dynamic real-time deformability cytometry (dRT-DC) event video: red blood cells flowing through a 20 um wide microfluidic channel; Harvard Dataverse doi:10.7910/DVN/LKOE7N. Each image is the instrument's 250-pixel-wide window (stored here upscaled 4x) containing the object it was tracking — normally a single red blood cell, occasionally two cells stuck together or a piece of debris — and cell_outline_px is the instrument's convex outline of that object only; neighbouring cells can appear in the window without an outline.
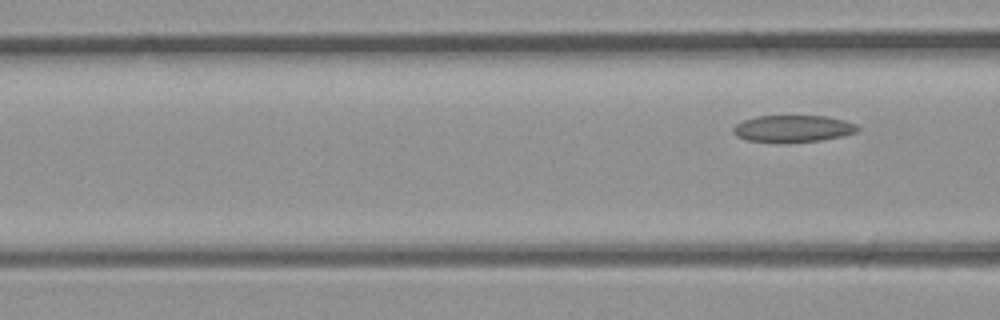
{"species": "common noctule bat (a hibernating species)", "species_latin": "Nyctalus noctula", "temperature_condition": "room temperature", "stored_images_in_passage": 6, "segment_of_instrument_passage": [2, 2], "camera_frame_rate_fps": 3000, "um_per_image_px": 0.085, "animal": {"sex": "male", "body_mass_g": 23.1, "forearm_length_mm": 52.7}, "frame": {"image": 1, "passage_image": 6, "time_ms": 1.667, "image_size_px": [1000, 320], "cell_outline_px": [[860, 128], [856, 132], [844, 136], [820, 140], [748, 140], [736, 136], [732, 132], [732, 128], [736, 124], [744, 120], [756, 116], [824, 116], [844, 120], [856, 124]], "centroid_in_image_um": [67.42, 10.89], "position_along_channel_um": 99.2, "area_um2": 18.79}}